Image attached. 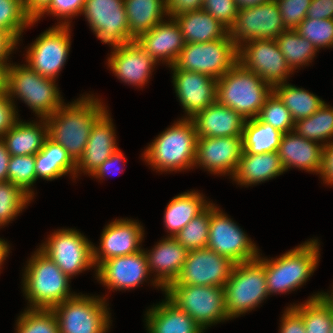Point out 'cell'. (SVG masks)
<instances>
[{
  "label": "cell",
  "instance_id": "obj_1",
  "mask_svg": "<svg viewBox=\"0 0 333 333\" xmlns=\"http://www.w3.org/2000/svg\"><path fill=\"white\" fill-rule=\"evenodd\" d=\"M107 111L98 98L91 95L62 105L45 120L48 137L60 144L77 163L82 157L95 122Z\"/></svg>",
  "mask_w": 333,
  "mask_h": 333
},
{
  "label": "cell",
  "instance_id": "obj_2",
  "mask_svg": "<svg viewBox=\"0 0 333 333\" xmlns=\"http://www.w3.org/2000/svg\"><path fill=\"white\" fill-rule=\"evenodd\" d=\"M23 292L28 309H52L76 294L70 293V277L39 248L31 256L23 274Z\"/></svg>",
  "mask_w": 333,
  "mask_h": 333
},
{
  "label": "cell",
  "instance_id": "obj_3",
  "mask_svg": "<svg viewBox=\"0 0 333 333\" xmlns=\"http://www.w3.org/2000/svg\"><path fill=\"white\" fill-rule=\"evenodd\" d=\"M197 133L192 119L174 122L149 144L144 160L161 172L182 171L194 167Z\"/></svg>",
  "mask_w": 333,
  "mask_h": 333
},
{
  "label": "cell",
  "instance_id": "obj_4",
  "mask_svg": "<svg viewBox=\"0 0 333 333\" xmlns=\"http://www.w3.org/2000/svg\"><path fill=\"white\" fill-rule=\"evenodd\" d=\"M318 243L317 239L308 240L276 259H265L258 255L257 259L264 265L269 295L286 294L306 283L319 263Z\"/></svg>",
  "mask_w": 333,
  "mask_h": 333
},
{
  "label": "cell",
  "instance_id": "obj_5",
  "mask_svg": "<svg viewBox=\"0 0 333 333\" xmlns=\"http://www.w3.org/2000/svg\"><path fill=\"white\" fill-rule=\"evenodd\" d=\"M272 91L273 88L260 76L237 62L217 79L216 101L248 120L258 116Z\"/></svg>",
  "mask_w": 333,
  "mask_h": 333
},
{
  "label": "cell",
  "instance_id": "obj_6",
  "mask_svg": "<svg viewBox=\"0 0 333 333\" xmlns=\"http://www.w3.org/2000/svg\"><path fill=\"white\" fill-rule=\"evenodd\" d=\"M6 92L13 102L15 96L24 101L39 118L52 115L64 104L55 80L41 76L27 64L7 67Z\"/></svg>",
  "mask_w": 333,
  "mask_h": 333
},
{
  "label": "cell",
  "instance_id": "obj_7",
  "mask_svg": "<svg viewBox=\"0 0 333 333\" xmlns=\"http://www.w3.org/2000/svg\"><path fill=\"white\" fill-rule=\"evenodd\" d=\"M164 291L165 297L184 310L203 330L230 319L222 286L169 285Z\"/></svg>",
  "mask_w": 333,
  "mask_h": 333
},
{
  "label": "cell",
  "instance_id": "obj_8",
  "mask_svg": "<svg viewBox=\"0 0 333 333\" xmlns=\"http://www.w3.org/2000/svg\"><path fill=\"white\" fill-rule=\"evenodd\" d=\"M224 294L230 319L258 307L269 295L264 265L258 259L235 264Z\"/></svg>",
  "mask_w": 333,
  "mask_h": 333
},
{
  "label": "cell",
  "instance_id": "obj_9",
  "mask_svg": "<svg viewBox=\"0 0 333 333\" xmlns=\"http://www.w3.org/2000/svg\"><path fill=\"white\" fill-rule=\"evenodd\" d=\"M238 62V47L229 34L206 43H185L171 70H186L221 78Z\"/></svg>",
  "mask_w": 333,
  "mask_h": 333
},
{
  "label": "cell",
  "instance_id": "obj_10",
  "mask_svg": "<svg viewBox=\"0 0 333 333\" xmlns=\"http://www.w3.org/2000/svg\"><path fill=\"white\" fill-rule=\"evenodd\" d=\"M75 295L52 308L59 333H106L111 325L105 297Z\"/></svg>",
  "mask_w": 333,
  "mask_h": 333
},
{
  "label": "cell",
  "instance_id": "obj_11",
  "mask_svg": "<svg viewBox=\"0 0 333 333\" xmlns=\"http://www.w3.org/2000/svg\"><path fill=\"white\" fill-rule=\"evenodd\" d=\"M39 249L70 278L95 267L93 244L75 229L54 231Z\"/></svg>",
  "mask_w": 333,
  "mask_h": 333
},
{
  "label": "cell",
  "instance_id": "obj_12",
  "mask_svg": "<svg viewBox=\"0 0 333 333\" xmlns=\"http://www.w3.org/2000/svg\"><path fill=\"white\" fill-rule=\"evenodd\" d=\"M211 203V218L207 248L228 257L235 264L258 258V248L242 229Z\"/></svg>",
  "mask_w": 333,
  "mask_h": 333
},
{
  "label": "cell",
  "instance_id": "obj_13",
  "mask_svg": "<svg viewBox=\"0 0 333 333\" xmlns=\"http://www.w3.org/2000/svg\"><path fill=\"white\" fill-rule=\"evenodd\" d=\"M284 30L275 0L253 7L240 8L234 25L228 30L231 41L240 47L253 39H276Z\"/></svg>",
  "mask_w": 333,
  "mask_h": 333
},
{
  "label": "cell",
  "instance_id": "obj_14",
  "mask_svg": "<svg viewBox=\"0 0 333 333\" xmlns=\"http://www.w3.org/2000/svg\"><path fill=\"white\" fill-rule=\"evenodd\" d=\"M70 26L56 25L44 31L27 50L28 66L41 76L56 80L68 59Z\"/></svg>",
  "mask_w": 333,
  "mask_h": 333
},
{
  "label": "cell",
  "instance_id": "obj_15",
  "mask_svg": "<svg viewBox=\"0 0 333 333\" xmlns=\"http://www.w3.org/2000/svg\"><path fill=\"white\" fill-rule=\"evenodd\" d=\"M238 62L260 76L272 88L292 74L275 39H253L238 47Z\"/></svg>",
  "mask_w": 333,
  "mask_h": 333
},
{
  "label": "cell",
  "instance_id": "obj_16",
  "mask_svg": "<svg viewBox=\"0 0 333 333\" xmlns=\"http://www.w3.org/2000/svg\"><path fill=\"white\" fill-rule=\"evenodd\" d=\"M82 14L101 42L112 47L130 42L124 0H85Z\"/></svg>",
  "mask_w": 333,
  "mask_h": 333
},
{
  "label": "cell",
  "instance_id": "obj_17",
  "mask_svg": "<svg viewBox=\"0 0 333 333\" xmlns=\"http://www.w3.org/2000/svg\"><path fill=\"white\" fill-rule=\"evenodd\" d=\"M235 263L208 248L189 250L176 280L170 285L222 286L230 279Z\"/></svg>",
  "mask_w": 333,
  "mask_h": 333
},
{
  "label": "cell",
  "instance_id": "obj_18",
  "mask_svg": "<svg viewBox=\"0 0 333 333\" xmlns=\"http://www.w3.org/2000/svg\"><path fill=\"white\" fill-rule=\"evenodd\" d=\"M143 238L144 229L139 222L124 218L115 219L103 229L99 248L93 245L95 267L110 258L139 252L142 250L139 245Z\"/></svg>",
  "mask_w": 333,
  "mask_h": 333
},
{
  "label": "cell",
  "instance_id": "obj_19",
  "mask_svg": "<svg viewBox=\"0 0 333 333\" xmlns=\"http://www.w3.org/2000/svg\"><path fill=\"white\" fill-rule=\"evenodd\" d=\"M242 152V136L197 138L194 166L233 177Z\"/></svg>",
  "mask_w": 333,
  "mask_h": 333
},
{
  "label": "cell",
  "instance_id": "obj_20",
  "mask_svg": "<svg viewBox=\"0 0 333 333\" xmlns=\"http://www.w3.org/2000/svg\"><path fill=\"white\" fill-rule=\"evenodd\" d=\"M96 278L111 290H129L142 284L150 271L144 249L110 258L96 267Z\"/></svg>",
  "mask_w": 333,
  "mask_h": 333
},
{
  "label": "cell",
  "instance_id": "obj_21",
  "mask_svg": "<svg viewBox=\"0 0 333 333\" xmlns=\"http://www.w3.org/2000/svg\"><path fill=\"white\" fill-rule=\"evenodd\" d=\"M176 96L191 119L216 101L217 79L198 72L172 70Z\"/></svg>",
  "mask_w": 333,
  "mask_h": 333
},
{
  "label": "cell",
  "instance_id": "obj_22",
  "mask_svg": "<svg viewBox=\"0 0 333 333\" xmlns=\"http://www.w3.org/2000/svg\"><path fill=\"white\" fill-rule=\"evenodd\" d=\"M107 63L118 79L137 87L147 84L157 64L135 40L113 47Z\"/></svg>",
  "mask_w": 333,
  "mask_h": 333
},
{
  "label": "cell",
  "instance_id": "obj_23",
  "mask_svg": "<svg viewBox=\"0 0 333 333\" xmlns=\"http://www.w3.org/2000/svg\"><path fill=\"white\" fill-rule=\"evenodd\" d=\"M135 41L157 63L162 60L169 67L175 64L185 45L181 29L172 17L169 21L163 20L148 32L141 34Z\"/></svg>",
  "mask_w": 333,
  "mask_h": 333
},
{
  "label": "cell",
  "instance_id": "obj_24",
  "mask_svg": "<svg viewBox=\"0 0 333 333\" xmlns=\"http://www.w3.org/2000/svg\"><path fill=\"white\" fill-rule=\"evenodd\" d=\"M150 273L156 272L152 285L163 292L178 277L187 258L188 250L174 237L163 238L152 250L145 251Z\"/></svg>",
  "mask_w": 333,
  "mask_h": 333
},
{
  "label": "cell",
  "instance_id": "obj_25",
  "mask_svg": "<svg viewBox=\"0 0 333 333\" xmlns=\"http://www.w3.org/2000/svg\"><path fill=\"white\" fill-rule=\"evenodd\" d=\"M114 124L106 111L93 125L82 157L76 163L79 171L89 176L119 148L116 144Z\"/></svg>",
  "mask_w": 333,
  "mask_h": 333
},
{
  "label": "cell",
  "instance_id": "obj_26",
  "mask_svg": "<svg viewBox=\"0 0 333 333\" xmlns=\"http://www.w3.org/2000/svg\"><path fill=\"white\" fill-rule=\"evenodd\" d=\"M323 147L322 143L305 139L291 131L282 135L277 152L285 171L296 167L320 174Z\"/></svg>",
  "mask_w": 333,
  "mask_h": 333
},
{
  "label": "cell",
  "instance_id": "obj_27",
  "mask_svg": "<svg viewBox=\"0 0 333 333\" xmlns=\"http://www.w3.org/2000/svg\"><path fill=\"white\" fill-rule=\"evenodd\" d=\"M191 119L197 138L242 136L246 121L238 112L217 101Z\"/></svg>",
  "mask_w": 333,
  "mask_h": 333
},
{
  "label": "cell",
  "instance_id": "obj_28",
  "mask_svg": "<svg viewBox=\"0 0 333 333\" xmlns=\"http://www.w3.org/2000/svg\"><path fill=\"white\" fill-rule=\"evenodd\" d=\"M146 312L149 333H204L200 325L167 297Z\"/></svg>",
  "mask_w": 333,
  "mask_h": 333
},
{
  "label": "cell",
  "instance_id": "obj_29",
  "mask_svg": "<svg viewBox=\"0 0 333 333\" xmlns=\"http://www.w3.org/2000/svg\"><path fill=\"white\" fill-rule=\"evenodd\" d=\"M285 172L277 151L263 154L242 152L232 177L239 185L251 186L275 178Z\"/></svg>",
  "mask_w": 333,
  "mask_h": 333
},
{
  "label": "cell",
  "instance_id": "obj_30",
  "mask_svg": "<svg viewBox=\"0 0 333 333\" xmlns=\"http://www.w3.org/2000/svg\"><path fill=\"white\" fill-rule=\"evenodd\" d=\"M40 120L39 124L18 120L1 137L10 155H36L42 149L44 141L48 137V124L45 118H40Z\"/></svg>",
  "mask_w": 333,
  "mask_h": 333
},
{
  "label": "cell",
  "instance_id": "obj_31",
  "mask_svg": "<svg viewBox=\"0 0 333 333\" xmlns=\"http://www.w3.org/2000/svg\"><path fill=\"white\" fill-rule=\"evenodd\" d=\"M172 18L178 23L185 43H206L228 35V29L202 9Z\"/></svg>",
  "mask_w": 333,
  "mask_h": 333
},
{
  "label": "cell",
  "instance_id": "obj_32",
  "mask_svg": "<svg viewBox=\"0 0 333 333\" xmlns=\"http://www.w3.org/2000/svg\"><path fill=\"white\" fill-rule=\"evenodd\" d=\"M203 196L194 190L181 193L171 199L164 214V225L170 233L168 237H175L194 217L211 204Z\"/></svg>",
  "mask_w": 333,
  "mask_h": 333
},
{
  "label": "cell",
  "instance_id": "obj_33",
  "mask_svg": "<svg viewBox=\"0 0 333 333\" xmlns=\"http://www.w3.org/2000/svg\"><path fill=\"white\" fill-rule=\"evenodd\" d=\"M130 42L163 21L166 0H124ZM164 15V16H163Z\"/></svg>",
  "mask_w": 333,
  "mask_h": 333
},
{
  "label": "cell",
  "instance_id": "obj_34",
  "mask_svg": "<svg viewBox=\"0 0 333 333\" xmlns=\"http://www.w3.org/2000/svg\"><path fill=\"white\" fill-rule=\"evenodd\" d=\"M36 179L54 180L68 173L76 175V163L67 151L49 137L44 141L42 149L35 155Z\"/></svg>",
  "mask_w": 333,
  "mask_h": 333
},
{
  "label": "cell",
  "instance_id": "obj_35",
  "mask_svg": "<svg viewBox=\"0 0 333 333\" xmlns=\"http://www.w3.org/2000/svg\"><path fill=\"white\" fill-rule=\"evenodd\" d=\"M283 133L257 117L245 121L242 132L243 151L247 154H263L278 151Z\"/></svg>",
  "mask_w": 333,
  "mask_h": 333
},
{
  "label": "cell",
  "instance_id": "obj_36",
  "mask_svg": "<svg viewBox=\"0 0 333 333\" xmlns=\"http://www.w3.org/2000/svg\"><path fill=\"white\" fill-rule=\"evenodd\" d=\"M273 92L291 112L294 121L308 118L325 103L315 94L287 82L274 86Z\"/></svg>",
  "mask_w": 333,
  "mask_h": 333
},
{
  "label": "cell",
  "instance_id": "obj_37",
  "mask_svg": "<svg viewBox=\"0 0 333 333\" xmlns=\"http://www.w3.org/2000/svg\"><path fill=\"white\" fill-rule=\"evenodd\" d=\"M322 293L311 296L304 304L290 305L303 318L306 333L331 332L333 309Z\"/></svg>",
  "mask_w": 333,
  "mask_h": 333
},
{
  "label": "cell",
  "instance_id": "obj_38",
  "mask_svg": "<svg viewBox=\"0 0 333 333\" xmlns=\"http://www.w3.org/2000/svg\"><path fill=\"white\" fill-rule=\"evenodd\" d=\"M275 41L292 71L311 63L318 52L316 47L295 29L284 30Z\"/></svg>",
  "mask_w": 333,
  "mask_h": 333
},
{
  "label": "cell",
  "instance_id": "obj_39",
  "mask_svg": "<svg viewBox=\"0 0 333 333\" xmlns=\"http://www.w3.org/2000/svg\"><path fill=\"white\" fill-rule=\"evenodd\" d=\"M293 131L305 139L320 141L324 146L328 145L333 137V107L324 103L308 118L295 121Z\"/></svg>",
  "mask_w": 333,
  "mask_h": 333
},
{
  "label": "cell",
  "instance_id": "obj_40",
  "mask_svg": "<svg viewBox=\"0 0 333 333\" xmlns=\"http://www.w3.org/2000/svg\"><path fill=\"white\" fill-rule=\"evenodd\" d=\"M35 21L26 13L24 0H0V29L19 42L23 30Z\"/></svg>",
  "mask_w": 333,
  "mask_h": 333
},
{
  "label": "cell",
  "instance_id": "obj_41",
  "mask_svg": "<svg viewBox=\"0 0 333 333\" xmlns=\"http://www.w3.org/2000/svg\"><path fill=\"white\" fill-rule=\"evenodd\" d=\"M210 218L211 204L194 217L174 238L188 251L207 248Z\"/></svg>",
  "mask_w": 333,
  "mask_h": 333
},
{
  "label": "cell",
  "instance_id": "obj_42",
  "mask_svg": "<svg viewBox=\"0 0 333 333\" xmlns=\"http://www.w3.org/2000/svg\"><path fill=\"white\" fill-rule=\"evenodd\" d=\"M16 333H59L52 309H26L16 322Z\"/></svg>",
  "mask_w": 333,
  "mask_h": 333
},
{
  "label": "cell",
  "instance_id": "obj_43",
  "mask_svg": "<svg viewBox=\"0 0 333 333\" xmlns=\"http://www.w3.org/2000/svg\"><path fill=\"white\" fill-rule=\"evenodd\" d=\"M31 200L19 186L9 181L0 182V222L5 225L12 221Z\"/></svg>",
  "mask_w": 333,
  "mask_h": 333
},
{
  "label": "cell",
  "instance_id": "obj_44",
  "mask_svg": "<svg viewBox=\"0 0 333 333\" xmlns=\"http://www.w3.org/2000/svg\"><path fill=\"white\" fill-rule=\"evenodd\" d=\"M257 118L283 134L293 131L294 128L295 121L291 112L273 91L267 97Z\"/></svg>",
  "mask_w": 333,
  "mask_h": 333
},
{
  "label": "cell",
  "instance_id": "obj_45",
  "mask_svg": "<svg viewBox=\"0 0 333 333\" xmlns=\"http://www.w3.org/2000/svg\"><path fill=\"white\" fill-rule=\"evenodd\" d=\"M8 181L19 186L33 199L34 192L31 186L37 181L35 155H11L8 165Z\"/></svg>",
  "mask_w": 333,
  "mask_h": 333
},
{
  "label": "cell",
  "instance_id": "obj_46",
  "mask_svg": "<svg viewBox=\"0 0 333 333\" xmlns=\"http://www.w3.org/2000/svg\"><path fill=\"white\" fill-rule=\"evenodd\" d=\"M295 30L309 40L319 51L333 47V19L305 18Z\"/></svg>",
  "mask_w": 333,
  "mask_h": 333
},
{
  "label": "cell",
  "instance_id": "obj_47",
  "mask_svg": "<svg viewBox=\"0 0 333 333\" xmlns=\"http://www.w3.org/2000/svg\"><path fill=\"white\" fill-rule=\"evenodd\" d=\"M286 29H295L307 16L312 0H275Z\"/></svg>",
  "mask_w": 333,
  "mask_h": 333
},
{
  "label": "cell",
  "instance_id": "obj_48",
  "mask_svg": "<svg viewBox=\"0 0 333 333\" xmlns=\"http://www.w3.org/2000/svg\"><path fill=\"white\" fill-rule=\"evenodd\" d=\"M85 0H52L49 5L34 19L35 22L45 14H52L58 19L64 20L58 25L69 26V19L73 16L81 15L84 8ZM69 18V19H68ZM67 20V22H66Z\"/></svg>",
  "mask_w": 333,
  "mask_h": 333
},
{
  "label": "cell",
  "instance_id": "obj_49",
  "mask_svg": "<svg viewBox=\"0 0 333 333\" xmlns=\"http://www.w3.org/2000/svg\"><path fill=\"white\" fill-rule=\"evenodd\" d=\"M202 10L229 30L234 25L239 8L235 0H203Z\"/></svg>",
  "mask_w": 333,
  "mask_h": 333
},
{
  "label": "cell",
  "instance_id": "obj_50",
  "mask_svg": "<svg viewBox=\"0 0 333 333\" xmlns=\"http://www.w3.org/2000/svg\"><path fill=\"white\" fill-rule=\"evenodd\" d=\"M16 105L7 92L0 93V138L19 120Z\"/></svg>",
  "mask_w": 333,
  "mask_h": 333
},
{
  "label": "cell",
  "instance_id": "obj_51",
  "mask_svg": "<svg viewBox=\"0 0 333 333\" xmlns=\"http://www.w3.org/2000/svg\"><path fill=\"white\" fill-rule=\"evenodd\" d=\"M281 318L280 333H306L303 318L291 306Z\"/></svg>",
  "mask_w": 333,
  "mask_h": 333
},
{
  "label": "cell",
  "instance_id": "obj_52",
  "mask_svg": "<svg viewBox=\"0 0 333 333\" xmlns=\"http://www.w3.org/2000/svg\"><path fill=\"white\" fill-rule=\"evenodd\" d=\"M203 0H166L167 16L173 17L186 12L201 10Z\"/></svg>",
  "mask_w": 333,
  "mask_h": 333
},
{
  "label": "cell",
  "instance_id": "obj_53",
  "mask_svg": "<svg viewBox=\"0 0 333 333\" xmlns=\"http://www.w3.org/2000/svg\"><path fill=\"white\" fill-rule=\"evenodd\" d=\"M306 18L333 19V0H312Z\"/></svg>",
  "mask_w": 333,
  "mask_h": 333
},
{
  "label": "cell",
  "instance_id": "obj_54",
  "mask_svg": "<svg viewBox=\"0 0 333 333\" xmlns=\"http://www.w3.org/2000/svg\"><path fill=\"white\" fill-rule=\"evenodd\" d=\"M125 158H124V155L123 153L121 152L120 149H118L116 152H114L109 158H107L95 171L94 173L91 175L95 178H104V176L108 175V174H113L115 173L116 171L120 172L122 170L119 169L120 166L115 167V164H119V163H123L125 162Z\"/></svg>",
  "mask_w": 333,
  "mask_h": 333
},
{
  "label": "cell",
  "instance_id": "obj_55",
  "mask_svg": "<svg viewBox=\"0 0 333 333\" xmlns=\"http://www.w3.org/2000/svg\"><path fill=\"white\" fill-rule=\"evenodd\" d=\"M320 175L325 183L331 186L333 185V141L323 147V159Z\"/></svg>",
  "mask_w": 333,
  "mask_h": 333
},
{
  "label": "cell",
  "instance_id": "obj_56",
  "mask_svg": "<svg viewBox=\"0 0 333 333\" xmlns=\"http://www.w3.org/2000/svg\"><path fill=\"white\" fill-rule=\"evenodd\" d=\"M17 44L11 35L0 29V62H7L8 56L17 48Z\"/></svg>",
  "mask_w": 333,
  "mask_h": 333
},
{
  "label": "cell",
  "instance_id": "obj_57",
  "mask_svg": "<svg viewBox=\"0 0 333 333\" xmlns=\"http://www.w3.org/2000/svg\"><path fill=\"white\" fill-rule=\"evenodd\" d=\"M52 0H24L26 13L34 20Z\"/></svg>",
  "mask_w": 333,
  "mask_h": 333
},
{
  "label": "cell",
  "instance_id": "obj_58",
  "mask_svg": "<svg viewBox=\"0 0 333 333\" xmlns=\"http://www.w3.org/2000/svg\"><path fill=\"white\" fill-rule=\"evenodd\" d=\"M10 157V153L0 138V182L8 181V165Z\"/></svg>",
  "mask_w": 333,
  "mask_h": 333
},
{
  "label": "cell",
  "instance_id": "obj_59",
  "mask_svg": "<svg viewBox=\"0 0 333 333\" xmlns=\"http://www.w3.org/2000/svg\"><path fill=\"white\" fill-rule=\"evenodd\" d=\"M11 63L0 62V93L6 92L7 67Z\"/></svg>",
  "mask_w": 333,
  "mask_h": 333
},
{
  "label": "cell",
  "instance_id": "obj_60",
  "mask_svg": "<svg viewBox=\"0 0 333 333\" xmlns=\"http://www.w3.org/2000/svg\"><path fill=\"white\" fill-rule=\"evenodd\" d=\"M238 8H247L253 7L256 5H260L264 2H268L269 0H235Z\"/></svg>",
  "mask_w": 333,
  "mask_h": 333
},
{
  "label": "cell",
  "instance_id": "obj_61",
  "mask_svg": "<svg viewBox=\"0 0 333 333\" xmlns=\"http://www.w3.org/2000/svg\"><path fill=\"white\" fill-rule=\"evenodd\" d=\"M9 247V244L4 239L0 238V268L3 261L6 260V257H8V253L10 251Z\"/></svg>",
  "mask_w": 333,
  "mask_h": 333
},
{
  "label": "cell",
  "instance_id": "obj_62",
  "mask_svg": "<svg viewBox=\"0 0 333 333\" xmlns=\"http://www.w3.org/2000/svg\"><path fill=\"white\" fill-rule=\"evenodd\" d=\"M331 294L322 293V297L332 306L333 309V290H331Z\"/></svg>",
  "mask_w": 333,
  "mask_h": 333
}]
</instances>
